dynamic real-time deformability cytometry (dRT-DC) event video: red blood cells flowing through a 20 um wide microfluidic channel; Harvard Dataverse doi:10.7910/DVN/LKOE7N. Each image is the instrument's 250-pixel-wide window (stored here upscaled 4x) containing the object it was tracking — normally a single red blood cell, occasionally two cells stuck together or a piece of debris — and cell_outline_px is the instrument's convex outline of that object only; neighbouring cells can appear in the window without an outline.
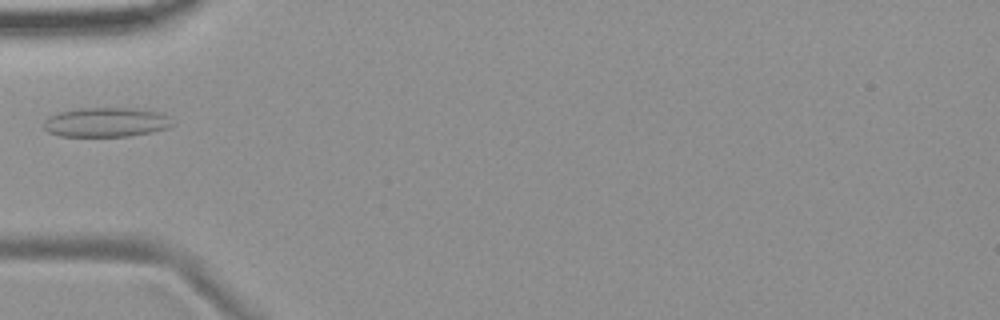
{"species": "common noctule bat (a hibernating species)", "species_latin": "Nyctalus noctula", "temperature_condition": "room temperature", "stored_images_in_passage": 5, "camera_frame_rate_fps": 3000, "um_per_image_px": 0.085, "animal": {"sex": "female", "body_mass_g": 19.9}, "frame": {"image": 1, "passage_image": 5, "time_ms": 4.667, "image_size_px": [1000, 320], "cell_outline_px": [[176, 124], [168, 128], [152, 132], [128, 136], [60, 136], [48, 132], [44, 128], [44, 120], [48, 116], [56, 112], [80, 108], [136, 108], [160, 112], [168, 116]], "centroid_in_image_um": [9.03, 10.38], "position_along_channel_um": 76.0, "area_um2": 22.37}}